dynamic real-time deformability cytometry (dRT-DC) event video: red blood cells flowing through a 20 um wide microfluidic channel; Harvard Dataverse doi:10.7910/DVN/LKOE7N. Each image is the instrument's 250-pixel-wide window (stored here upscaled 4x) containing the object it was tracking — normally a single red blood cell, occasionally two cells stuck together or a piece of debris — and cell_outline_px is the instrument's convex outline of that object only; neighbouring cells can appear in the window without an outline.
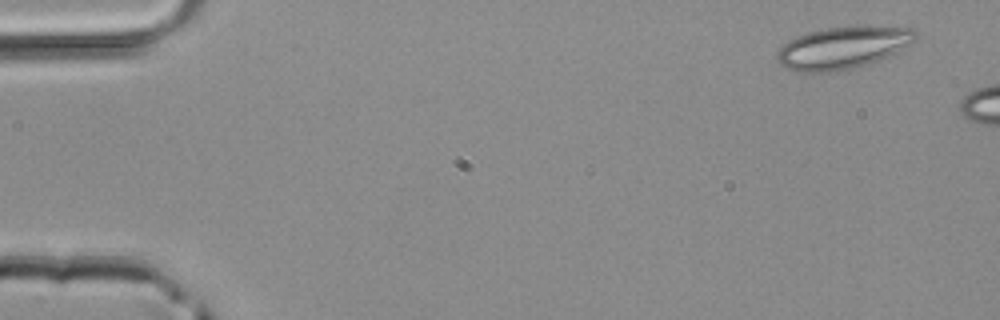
{"species": "common noctule bat (a hibernating species)", "species_latin": "Nyctalus noctula", "temperature_condition": "room temperature", "stored_images_in_passage": 4, "camera_frame_rate_fps": 3000, "um_per_image_px": 0.085, "animal": {"sex": "male", "body_mass_g": 20.4}, "frame": {"image": 1, "passage_image": 1, "time_ms": 0.0, "image_size_px": [1000, 320], "cell_outline_px": [[916, 40], [888, 60], [836, 72], [796, 72], [784, 68], [776, 60], [776, 56], [780, 48], [788, 40], [796, 36], [808, 32], [824, 28], [868, 24], [912, 28], [916, 32]], "centroid_in_image_um": [71.71, 4.05], "position_along_channel_um": 13.3, "area_um2": 35.43}}